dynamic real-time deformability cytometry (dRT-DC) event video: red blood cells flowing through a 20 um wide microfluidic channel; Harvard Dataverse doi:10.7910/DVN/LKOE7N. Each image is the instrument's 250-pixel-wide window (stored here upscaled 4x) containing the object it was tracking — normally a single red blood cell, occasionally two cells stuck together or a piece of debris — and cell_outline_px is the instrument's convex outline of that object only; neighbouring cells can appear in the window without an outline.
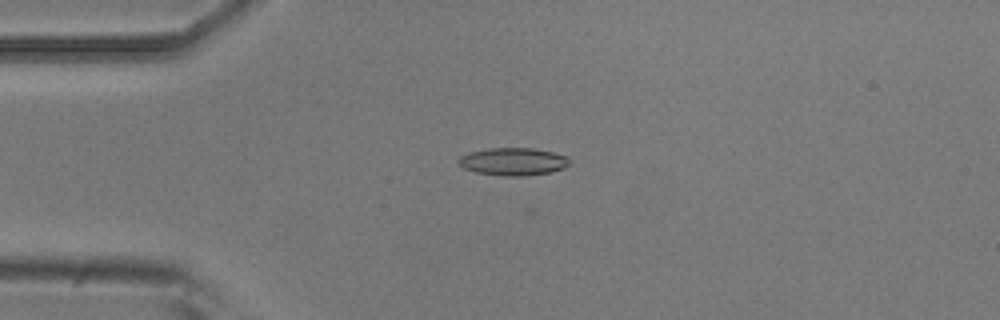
{"species": "common noctule bat (a hibernating species)", "species_latin": "Nyctalus noctula", "temperature_condition": "room temperature", "stored_images_in_passage": 3, "camera_frame_rate_fps": 3000, "um_per_image_px": 0.085, "animal": {"sex": "male", "body_mass_g": 20.5, "forearm_length_mm": 52.5}, "frame": {"image": 1, "passage_image": 3, "time_ms": 0.667, "image_size_px": [1000, 320], "cell_outline_px": [[572, 164], [564, 168], [552, 172], [524, 176], [504, 176], [476, 172], [464, 168], [456, 160], [460, 156], [468, 152], [488, 148], [532, 148], [552, 152], [568, 156], [572, 160]], "centroid_in_image_um": [43.66, 13.73], "position_along_channel_um": 41.3, "area_um2": 18.15}}